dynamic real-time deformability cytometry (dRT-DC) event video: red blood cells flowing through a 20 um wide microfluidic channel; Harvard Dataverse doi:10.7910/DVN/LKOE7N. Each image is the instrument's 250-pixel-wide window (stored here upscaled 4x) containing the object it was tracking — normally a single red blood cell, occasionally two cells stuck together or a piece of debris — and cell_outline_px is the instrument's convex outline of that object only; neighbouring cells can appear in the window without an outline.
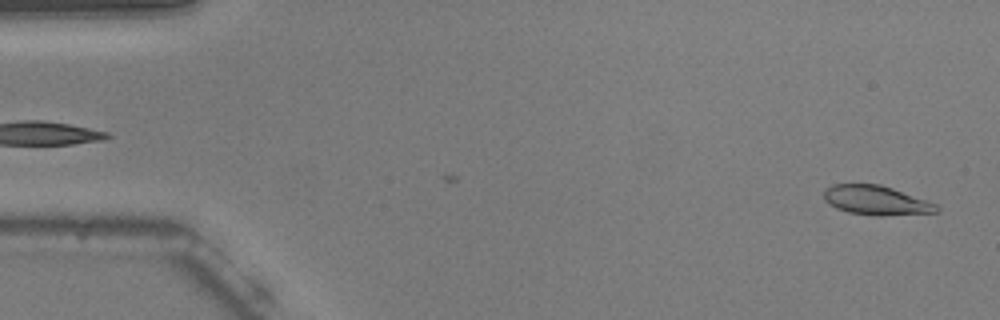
{"species": "common noctule bat (a hibernating species)", "species_latin": "Nyctalus noctula", "temperature_condition": "warm", "stored_images_in_passage": 53, "camera_frame_rate_fps": 3000, "um_per_image_px": 0.085, "animal": {"sex": "male", "body_mass_g": 20.5, "forearm_length_mm": 52.5}, "frame": {"image": 1, "passage_image": 1, "time_ms": 0.0, "image_size_px": [1000, 320], "cell_outline_px": [[940, 212], [880, 216], [876, 216], [848, 212], [836, 208], [828, 204], [824, 200], [824, 188], [832, 184], [880, 184], [892, 188], [936, 204], [940, 208]], "centroid_in_image_um": [74.44, 17.03], "position_along_channel_um": 10.6, "area_um2": 19.31}}
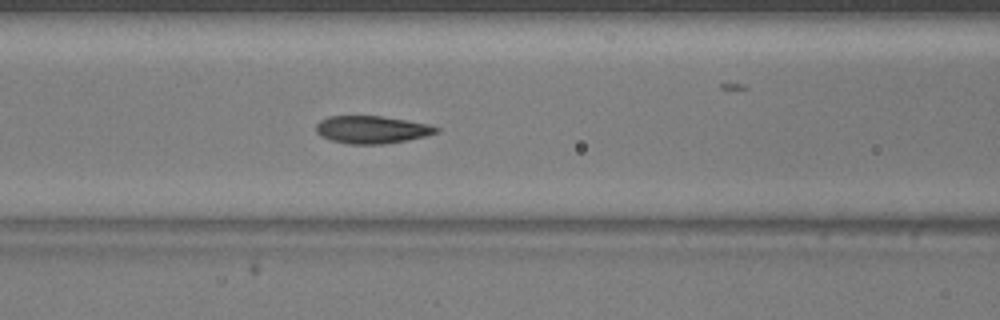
{"frame": {"image": 2, "passage_image": 21, "time_ms": 6.667, "image_size_px": [1000, 320], "cell_outline_px": [[440, 132], [428, 136], [408, 140], [384, 144], [348, 144], [328, 140], [320, 136], [316, 132], [316, 124], [320, 120], [328, 116], [380, 116], [428, 124], [440, 128]], "centroid_in_image_um": [31.6, 11.03], "position_along_channel_um": 135.0, "area_um2": 19.54}}
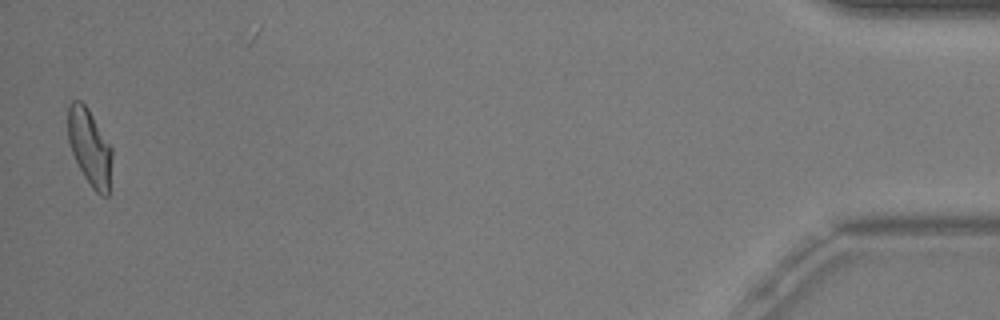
{"frame": {"image": 3, "passage_image": 52, "time_ms": 17.0, "image_size_px": [1000, 320], "cell_outline_px": [[112, 160], [108, 196], [104, 196], [96, 192], [92, 188], [84, 176], [72, 152], [68, 140], [68, 108], [72, 100], [80, 100], [88, 108], [112, 148]], "centroid_in_image_um": [7.63, 12.51], "position_along_channel_um": 427.6, "area_um2": 19.48}, "authors_computed_cell_mechanics": {"area_um2": 19.4208, "velocity_mm_per_s": 3.7337, "shape_relaxation_time_tau1_ms": 3.6654, "shape_relaxation_time_tau2_ms": 1.2603, "deformation_change_tau1": 0.163, "deformation_change_tau2": 0.076}}